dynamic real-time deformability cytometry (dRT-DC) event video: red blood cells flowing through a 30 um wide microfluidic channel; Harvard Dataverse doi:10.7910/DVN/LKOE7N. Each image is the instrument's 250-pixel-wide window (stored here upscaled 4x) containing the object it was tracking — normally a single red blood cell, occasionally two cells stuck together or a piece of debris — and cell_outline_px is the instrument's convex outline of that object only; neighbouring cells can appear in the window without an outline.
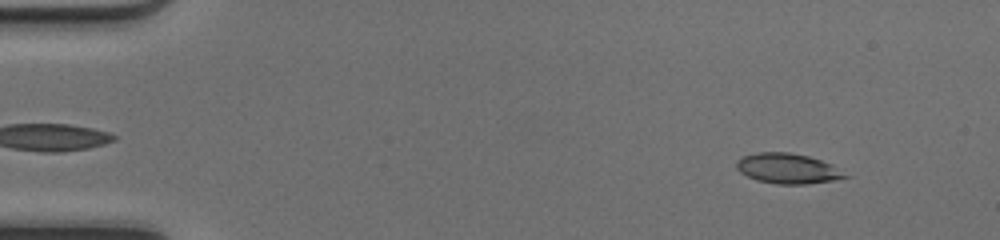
{"species": "common noctule bat (a hibernating species)", "species_latin": "Nyctalus noctula", "temperature_condition": "cold", "stored_images_in_passage": 49, "camera_frame_rate_fps": 3000, "um_per_image_px": 0.085, "animal": {"sex": "female", "body_mass_g": 17.0, "forearm_length_mm": 48.0}, "frame": {"image": 1, "passage_image": 5, "time_ms": 1.333, "image_size_px": [1000, 240], "cell_outline_px": [[852, 176], [832, 180], [808, 184], [776, 184], [756, 180], [740, 172], [736, 168], [736, 160], [744, 156], [756, 152], [788, 152], [808, 156], [832, 164]], "centroid_in_image_um": [66.96, 14.32], "position_along_channel_um": 18.0, "area_um2": 19.19}}
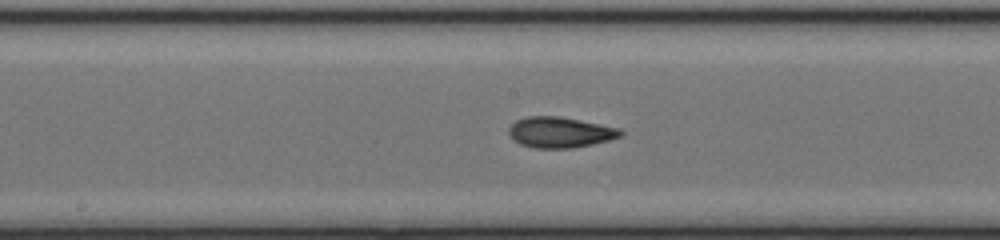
{"frame": {"image": 2, "passage_image": 26, "time_ms": 8.333, "image_size_px": [1000, 240], "cell_outline_px": [[624, 132], [620, 136], [608, 140], [592, 144], [572, 148], [532, 148], [520, 144], [508, 132], [508, 128], [516, 120], [528, 116], [560, 116], [620, 128]], "centroid_in_image_um": [47.6, 11.24], "position_along_channel_um": 200.6, "area_um2": 19.88}}
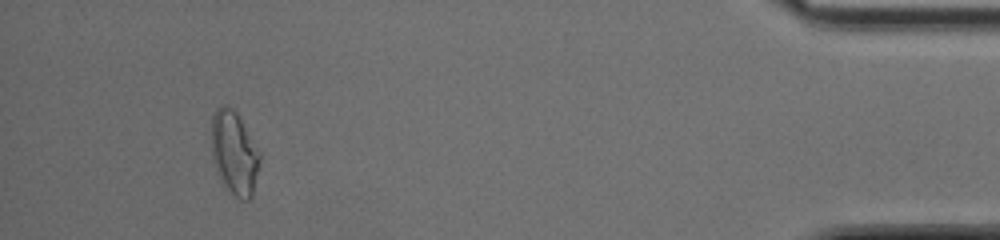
{"frame": {"image": 3, "passage_image": 46, "time_ms": 15.0, "image_size_px": [1000, 240], "cell_outline_px": [[260, 164], [252, 196], [248, 200], [240, 200], [228, 192], [224, 188], [220, 180], [212, 160], [212, 116], [216, 108], [224, 104], [232, 108], [236, 112], [260, 152]], "centroid_in_image_um": [19.91, 13.05], "position_along_channel_um": 415.3, "area_um2": 23.76}, "authors_computed_cell_mechanics": {"area_um2": 19.5942, "velocity_mm_per_s": 4.1944, "shape_relaxation_time_tau1_ms": 5.0189, "shape_relaxation_time_tau2_ms": 2.0569, "deformation_change_tau1": 0.1857, "deformation_change_tau2": 0.0754}}